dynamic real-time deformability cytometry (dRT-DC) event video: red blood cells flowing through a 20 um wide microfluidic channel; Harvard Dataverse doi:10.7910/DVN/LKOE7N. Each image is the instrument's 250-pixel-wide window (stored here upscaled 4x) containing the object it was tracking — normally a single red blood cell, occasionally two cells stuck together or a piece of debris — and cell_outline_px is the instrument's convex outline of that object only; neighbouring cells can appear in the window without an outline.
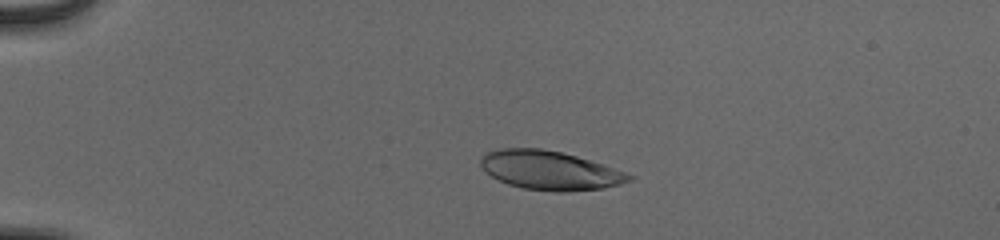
{"species": "human", "species_latin": "Homo sapiens", "temperature_condition": "cold", "stored_images_in_passage": 55, "camera_frame_rate_fps": 3000, "um_per_image_px": 0.085, "donor": {"sex": "male"}, "frame": {"image": 1, "passage_image": 14, "time_ms": 4.333, "image_size_px": [1000, 240], "cell_outline_px": [[632, 180], [620, 184], [604, 188], [564, 192], [556, 192], [524, 188], [508, 184], [484, 172], [480, 164], [480, 160], [484, 152], [500, 148], [540, 148], [560, 152], [576, 156], [604, 164], [624, 172], [632, 176]], "centroid_in_image_um": [46.7, 14.47], "position_along_channel_um": 38.3, "area_um2": 33.64}}
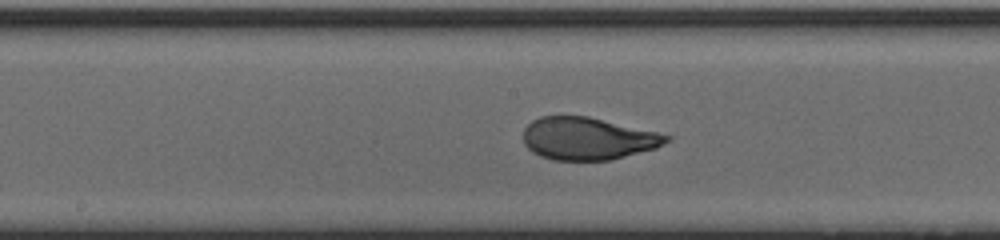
{"frame": {"image": 2, "passage_image": 31, "time_ms": 10.0, "image_size_px": [1000, 240], "cell_outline_px": [[672, 140], [656, 148], [612, 160], [552, 160], [540, 156], [532, 152], [524, 144], [524, 128], [532, 120], [540, 116], [588, 116], [656, 132], [672, 136]], "centroid_in_image_um": [49.96, 11.78], "position_along_channel_um": 198.2, "area_um2": 35.49}}
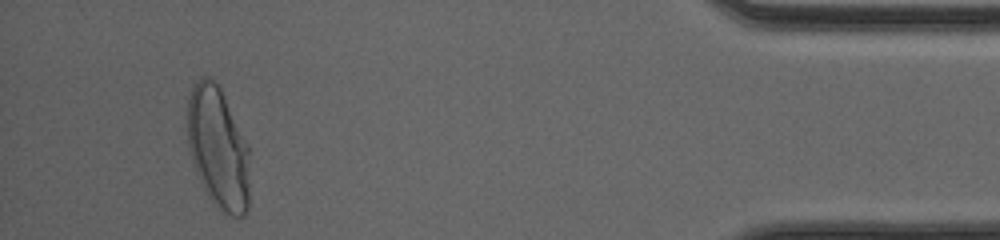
{"frame": {"image": 3, "passage_image": 52, "time_ms": 17.0, "image_size_px": [1000, 240], "cell_outline_px": [[248, 208], [244, 216], [232, 216], [224, 212], [204, 192], [192, 160], [188, 148], [188, 96], [192, 84], [200, 76], [208, 76], [220, 88], [248, 144]], "centroid_in_image_um": [18.52, 12.55], "position_along_channel_um": 416.7, "area_um2": 43.93}, "authors_computed_cell_mechanics": {"area_um2": 35.6048, "velocity_mm_per_s": 3.8975, "shape_relaxation_time_tau1_ms": 3.9015, "shape_relaxation_time_tau2_ms": null, "deformation_change_tau1": 0.2011, "deformation_change_tau2": null}}